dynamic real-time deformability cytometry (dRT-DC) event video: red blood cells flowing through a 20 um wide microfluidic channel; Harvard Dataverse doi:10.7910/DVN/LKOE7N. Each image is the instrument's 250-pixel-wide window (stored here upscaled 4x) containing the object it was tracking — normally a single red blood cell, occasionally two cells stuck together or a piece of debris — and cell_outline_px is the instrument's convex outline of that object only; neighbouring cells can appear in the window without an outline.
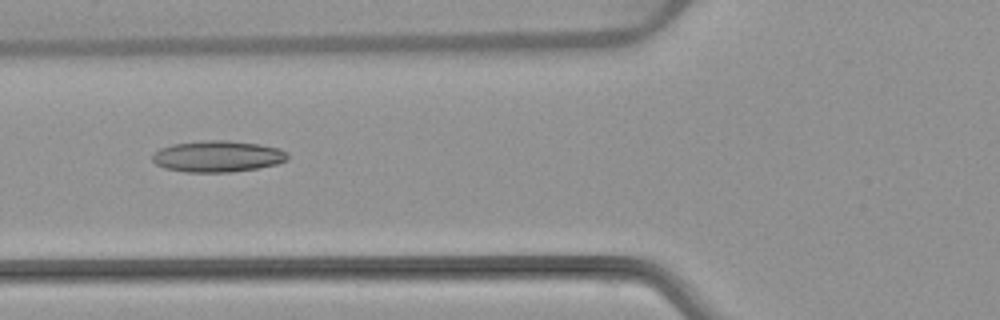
{"species": "common noctule bat (a hibernating species)", "species_latin": "Nyctalus noctula", "temperature_condition": "warm", "stored_images_in_passage": 6, "camera_frame_rate_fps": 3000, "um_per_image_px": 0.085, "animal": {"sex": "female", "body_mass_g": 22.7, "forearm_length_mm": 54.2}, "frame": {"image": 1, "passage_image": 5, "time_ms": 5.667, "image_size_px": [1000, 320], "cell_outline_px": [[288, 160], [276, 164], [256, 168], [232, 172], [184, 172], [164, 168], [156, 164], [152, 160], [152, 156], [160, 148], [172, 144], [204, 140], [228, 140], [260, 144], [280, 148], [288, 152]], "centroid_in_image_um": [18.51, 13.28], "position_along_channel_um": 107.3, "area_um2": 24.85}}
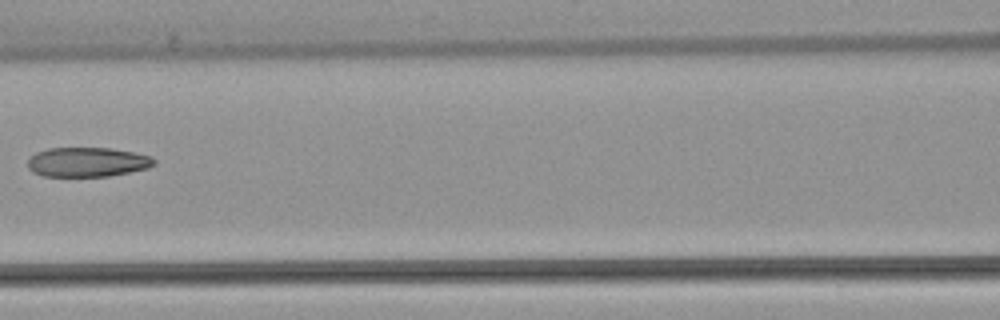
{"frame": {"image": 2, "passage_image": 6, "time_ms": 7.0, "image_size_px": [1000, 320], "cell_outline_px": [[156, 164], [148, 168], [108, 176], [44, 176], [32, 172], [28, 168], [28, 160], [36, 152], [48, 148], [112, 148], [152, 156], [156, 160]], "centroid_in_image_um": [7.43, 13.77], "position_along_channel_um": 159.2, "area_um2": 21.73}}